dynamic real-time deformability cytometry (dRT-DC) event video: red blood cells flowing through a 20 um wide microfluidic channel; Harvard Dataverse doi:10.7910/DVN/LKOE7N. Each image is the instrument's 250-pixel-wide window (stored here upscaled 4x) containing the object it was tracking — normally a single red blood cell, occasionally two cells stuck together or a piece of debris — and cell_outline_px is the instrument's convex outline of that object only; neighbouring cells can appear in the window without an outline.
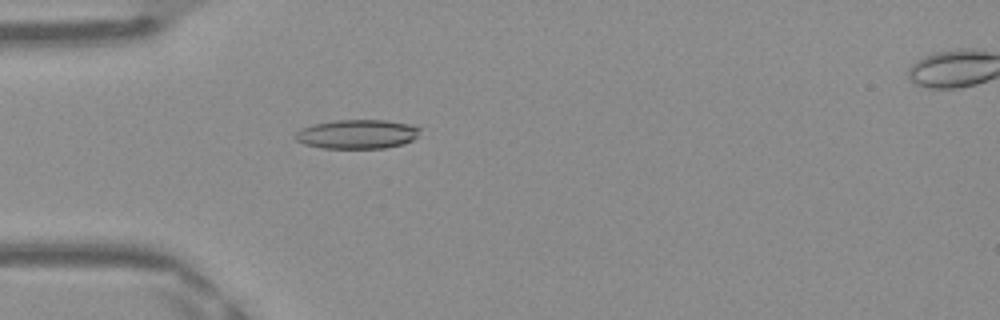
{"species": "Egyptian fruit bat (a non-hibernating species)", "species_latin": "Rousettus aegyptiacus", "temperature_condition": "warm", "stored_images_in_passage": 49, "camera_frame_rate_fps": 3000, "um_per_image_px": 0.085, "frame": {"image": 1, "passage_image": 15, "time_ms": 4.667, "image_size_px": [1000, 320], "cell_outline_px": [[420, 128], [416, 136], [412, 140], [404, 144], [384, 148], [320, 148], [304, 144], [296, 140], [292, 136], [300, 128], [312, 124], [336, 120], [384, 120], [412, 124]], "centroid_in_image_um": [30.31, 11.4], "position_along_channel_um": 54.7, "area_um2": 21.33}}
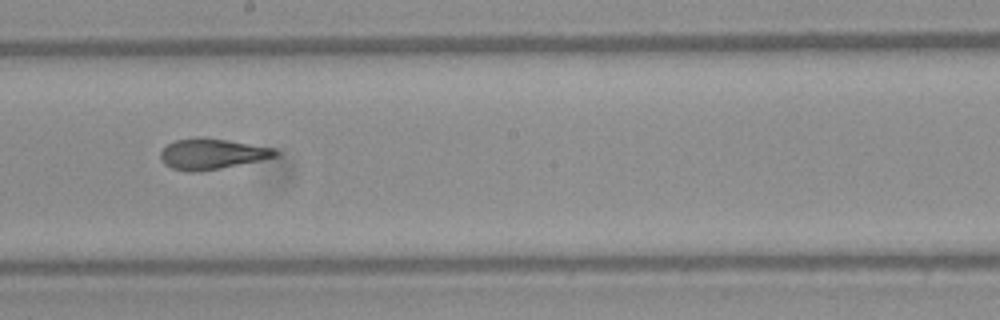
{"frame": {"image": 2, "passage_image": 28, "time_ms": 9.0, "image_size_px": [1000, 320], "cell_outline_px": [[280, 152], [276, 156], [260, 160], [220, 168], [196, 172], [188, 172], [172, 168], [164, 164], [160, 160], [160, 152], [168, 144], [176, 140], [228, 140], [272, 148]], "centroid_in_image_um": [18.0, 13.13], "position_along_channel_um": 230.2, "area_um2": 19.65}}
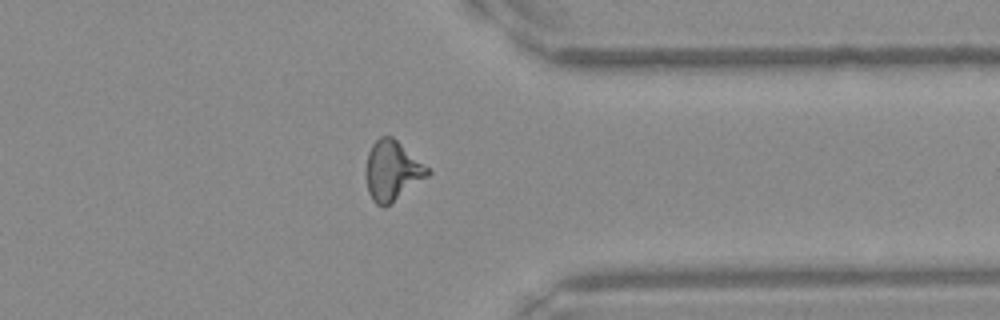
{"frame": {"image": 3, "passage_image": 39, "time_ms": 12.667, "image_size_px": [1000, 320], "cell_outline_px": [[432, 172], [428, 176], [384, 208], [376, 204], [372, 200], [368, 192], [364, 172], [368, 152], [372, 144], [380, 136], [392, 136], [432, 168]], "centroid_in_image_um": [33.35, 14.49], "position_along_channel_um": 378.1, "area_um2": 21.96}, "authors_computed_cell_mechanics": {"area_um2": 20.6346, "velocity_mm_per_s": 4.1902, "shape_relaxation_time_tau1_ms": null, "shape_relaxation_time_tau2_ms": 1.852, "deformation_change_tau1": null, "deformation_change_tau2": 0.1041}}